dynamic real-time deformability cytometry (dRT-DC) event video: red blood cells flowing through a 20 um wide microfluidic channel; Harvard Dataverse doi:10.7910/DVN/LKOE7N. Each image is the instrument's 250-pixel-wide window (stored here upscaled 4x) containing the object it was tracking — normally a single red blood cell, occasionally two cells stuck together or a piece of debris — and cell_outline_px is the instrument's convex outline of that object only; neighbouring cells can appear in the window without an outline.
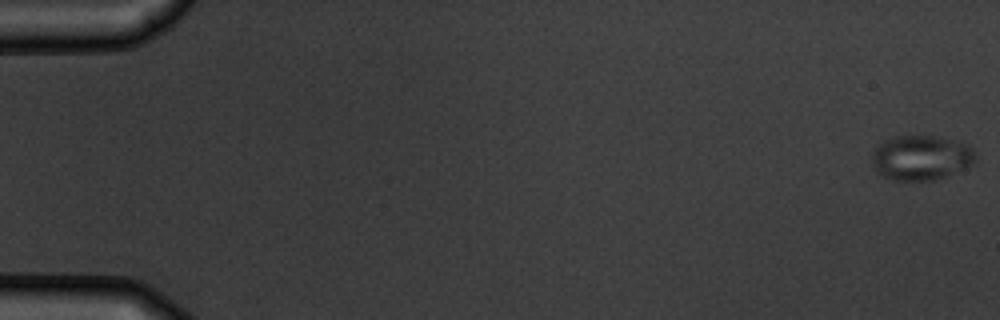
{"species": "common noctule bat (a hibernating species)", "species_latin": "Nyctalus noctula", "temperature_condition": "warm", "stored_images_in_passage": 9, "camera_frame_rate_fps": 3000, "um_per_image_px": 0.085, "animal": {"sex": "male", "body_mass_g": 19.5, "forearm_length_mm": 54.6}, "frame": {"image": 1, "passage_image": 1, "time_ms": 0.0, "image_size_px": [1000, 320], "cell_outline_px": [[976, 160], [972, 164], [964, 168], [944, 176], [932, 180], [892, 180], [876, 172], [872, 164], [872, 152], [884, 140], [892, 136], [936, 136], [968, 144], [976, 152]], "centroid_in_image_um": [78.28, 13.39], "position_along_channel_um": 6.7, "area_um2": 26.99}}